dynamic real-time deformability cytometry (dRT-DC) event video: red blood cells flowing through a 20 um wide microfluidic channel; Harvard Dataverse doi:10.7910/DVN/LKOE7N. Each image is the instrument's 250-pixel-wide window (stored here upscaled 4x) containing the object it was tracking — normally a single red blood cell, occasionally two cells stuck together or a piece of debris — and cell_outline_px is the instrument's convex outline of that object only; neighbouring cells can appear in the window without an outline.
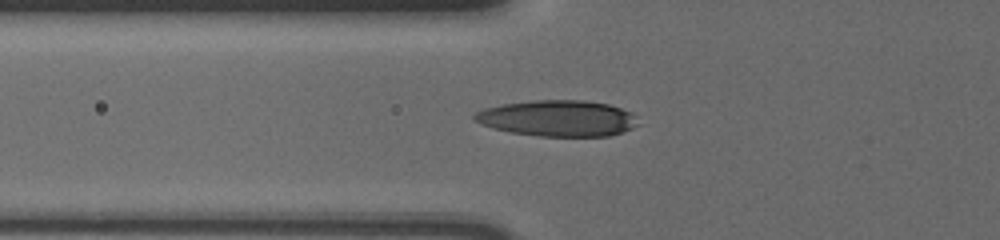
{"species": "human", "species_latin": "Homo sapiens", "temperature_condition": "cold", "stored_images_in_passage": 37, "camera_frame_rate_fps": 3000, "um_per_image_px": 0.085, "donor": {"sex": "male"}, "frame": {"image": 1, "passage_image": 2, "time_ms": 0.333, "image_size_px": [1000, 240], "cell_outline_px": [[640, 124], [632, 128], [608, 136], [540, 136], [512, 132], [492, 128], [480, 124], [472, 120], [472, 116], [476, 112], [484, 108], [500, 104], [532, 100], [584, 100], [608, 104], [632, 112], [636, 116]], "centroid_in_image_um": [47.39, 10.04], "position_along_channel_um": 78.4, "area_um2": 34.62}}
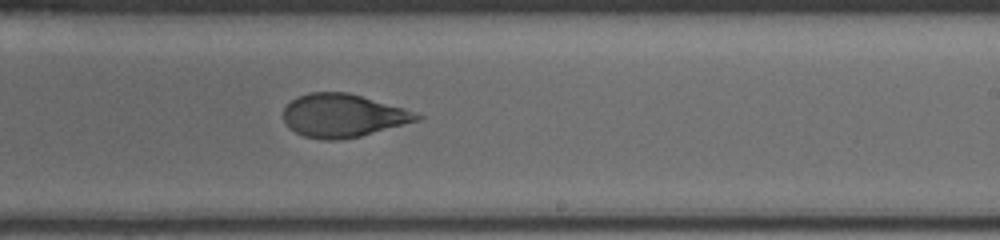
{"frame": {"image": 2, "passage_image": 17, "time_ms": 5.333, "image_size_px": [1000, 240], "cell_outline_px": [[424, 116], [420, 120], [360, 136], [340, 140], [324, 140], [304, 136], [288, 128], [284, 120], [284, 108], [296, 96], [308, 92], [348, 92], [404, 108]], "centroid_in_image_um": [29.14, 9.82], "position_along_channel_um": 259.9, "area_um2": 33.58}}
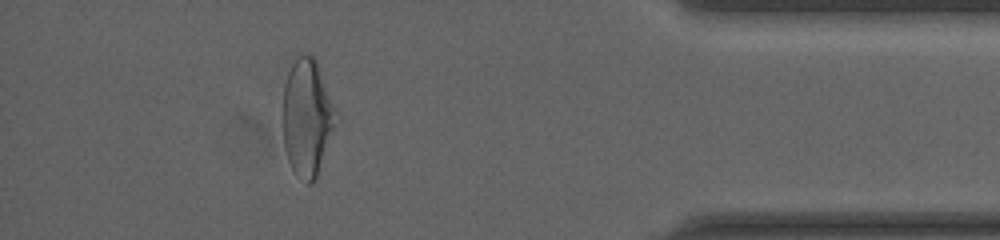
{"frame": {"image": 3, "passage_image": 32, "time_ms": 10.333, "image_size_px": [1000, 240], "cell_outline_px": [[340, 120], [316, 176], [312, 184], [308, 184], [292, 168], [288, 160], [284, 148], [280, 116], [284, 84], [288, 72], [296, 56], [300, 52], [304, 52], [312, 56], [316, 60]], "centroid_in_image_um": [26.09, 9.96], "position_along_channel_um": 409.1, "area_um2": 37.22}, "authors_computed_cell_mechanics": {"area_um2": 34.3332, "velocity_mm_per_s": 3.641, "shape_relaxation_time_tau1_ms": 4.5457, "shape_relaxation_time_tau2_ms": 1.4867, "deformation_change_tau1": 0.1682, "deformation_change_tau2": 0.0756}}